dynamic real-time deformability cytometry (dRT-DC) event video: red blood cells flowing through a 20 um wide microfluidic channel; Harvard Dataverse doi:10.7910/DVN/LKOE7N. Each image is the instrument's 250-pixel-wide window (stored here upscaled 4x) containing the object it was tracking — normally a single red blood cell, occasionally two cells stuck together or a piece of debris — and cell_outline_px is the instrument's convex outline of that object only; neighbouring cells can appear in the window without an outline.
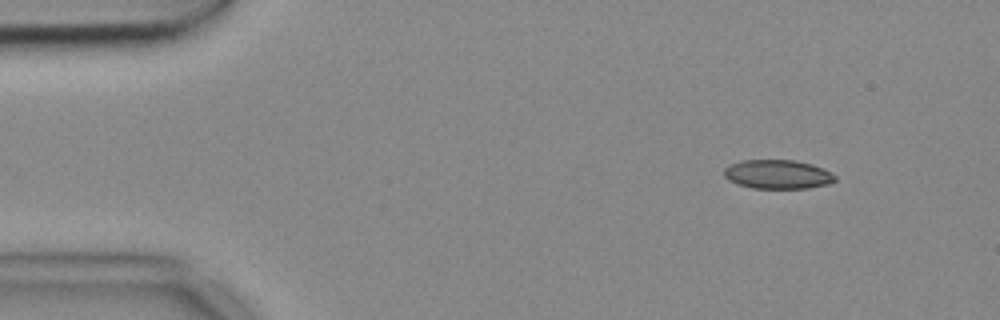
{"species": "common noctule bat (a hibernating species)", "species_latin": "Nyctalus noctula", "temperature_condition": "cold", "stored_images_in_passage": 49, "camera_frame_rate_fps": 3000, "um_per_image_px": 0.085, "animal": {"sex": "female", "body_mass_g": 18.4}, "frame": {"image": 1, "passage_image": 1, "time_ms": 0.0, "image_size_px": [1000, 320], "cell_outline_px": [[836, 180], [828, 184], [808, 188], [752, 188], [728, 180], [724, 176], [724, 168], [732, 164], [744, 160], [792, 160], [812, 164], [836, 176]], "centroid_in_image_um": [66.09, 14.82], "position_along_channel_um": 18.9, "area_um2": 18.5}}
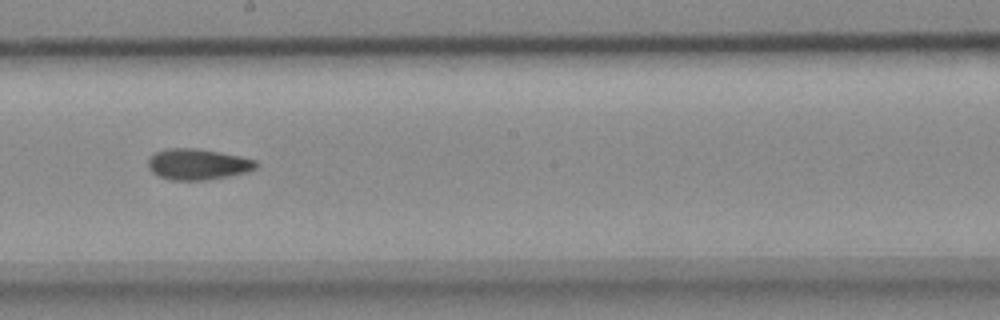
{"frame": {"image": 2, "passage_image": 25, "time_ms": 8.0, "image_size_px": [1000, 320], "cell_outline_px": [[256, 168], [244, 172], [208, 180], [172, 180], [160, 176], [152, 172], [148, 168], [148, 160], [156, 152], [168, 148], [196, 148], [220, 152], [240, 156], [256, 160]], "centroid_in_image_um": [16.78, 13.95], "position_along_channel_um": 231.4, "area_um2": 19.25}}
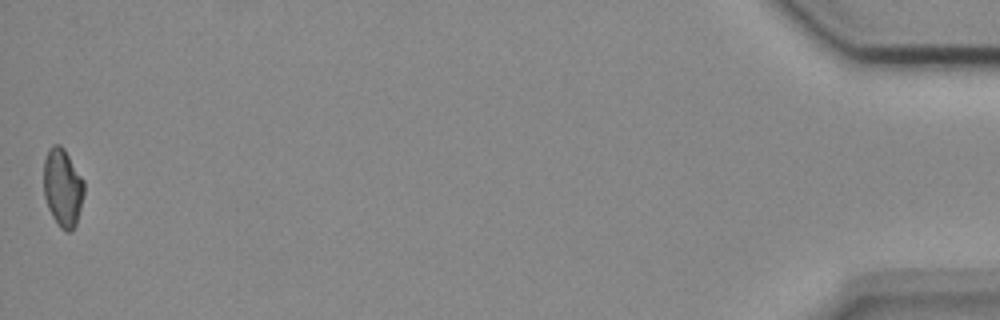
{"frame": {"image": 3, "passage_image": 49, "time_ms": 16.0, "image_size_px": [1000, 320], "cell_outline_px": [[84, 192], [76, 224], [72, 232], [64, 232], [60, 228], [52, 216], [48, 208], [44, 196], [44, 160], [48, 148], [52, 144], [60, 144], [64, 148], [84, 180]], "centroid_in_image_um": [5.32, 15.94], "position_along_channel_um": 429.9, "area_um2": 18.55}, "authors_computed_cell_mechanics": {"area_um2": 19.0162, "velocity_mm_per_s": 3.6944, "shape_relaxation_time_tau1_ms": null, "shape_relaxation_time_tau2_ms": 4.3548, "deformation_change_tau1": null, "deformation_change_tau2": 0.0937}}